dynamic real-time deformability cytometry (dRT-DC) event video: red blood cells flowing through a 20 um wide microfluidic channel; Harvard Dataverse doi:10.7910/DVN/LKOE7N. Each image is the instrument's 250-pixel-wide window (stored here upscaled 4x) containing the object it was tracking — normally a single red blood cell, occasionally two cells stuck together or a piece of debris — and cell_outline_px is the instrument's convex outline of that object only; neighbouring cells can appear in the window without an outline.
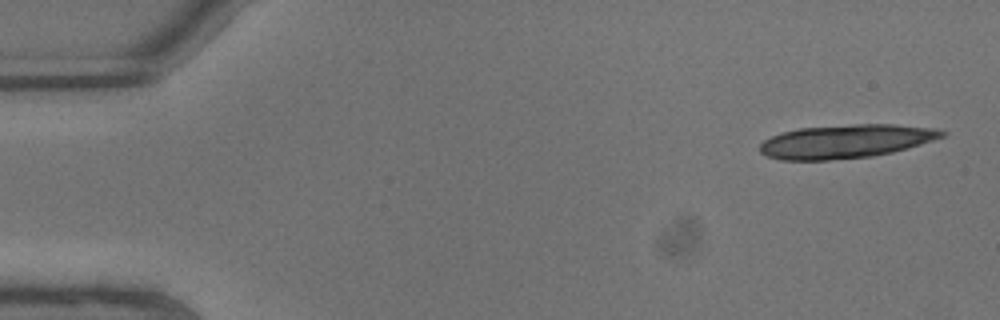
{"species": "common noctule bat (a hibernating species)", "species_latin": "Nyctalus noctula", "temperature_condition": "warm", "stored_images_in_passage": 10, "segment_of_instrument_passage": [1, 2], "camera_frame_rate_fps": 3000, "um_per_image_px": 0.085, "animal": {"sex": "male", "body_mass_g": 13.3}, "frame": {"image": 1, "passage_image": 1, "time_ms": 0.0, "image_size_px": [1000, 320], "cell_outline_px": [[948, 132], [944, 136], [908, 148], [892, 152], [872, 156], [828, 160], [780, 160], [764, 156], [760, 152], [760, 144], [764, 140], [772, 136], [784, 132], [800, 128], [856, 124], [892, 124], [936, 128]], "centroid_in_image_um": [71.89, 12.02], "position_along_channel_um": 13.1, "area_um2": 35.55}}